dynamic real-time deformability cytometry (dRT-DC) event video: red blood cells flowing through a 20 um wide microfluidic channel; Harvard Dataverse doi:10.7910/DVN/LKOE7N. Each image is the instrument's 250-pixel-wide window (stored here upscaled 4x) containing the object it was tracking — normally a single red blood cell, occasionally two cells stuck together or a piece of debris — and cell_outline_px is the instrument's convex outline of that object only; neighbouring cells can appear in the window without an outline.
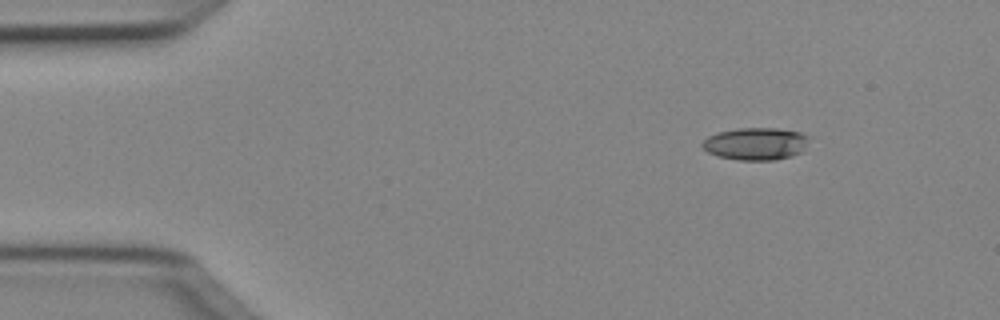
{"species": "Egyptian fruit bat (a non-hibernating species)", "species_latin": "Rousettus aegyptiacus", "temperature_condition": "cold", "stored_images_in_passage": 5, "camera_frame_rate_fps": 3000, "um_per_image_px": 0.085, "animal": {"sex": "female"}, "frame": {"image": 1, "passage_image": 2, "time_ms": 0.333, "image_size_px": [1000, 320], "cell_outline_px": [[812, 136], [804, 152], [792, 156], [772, 160], [740, 160], [716, 156], [708, 152], [700, 144], [708, 136], [720, 132], [736, 128], [776, 128], [800, 132]], "centroid_in_image_um": [64.3, 12.22], "position_along_channel_um": 20.7, "area_um2": 20.46}}
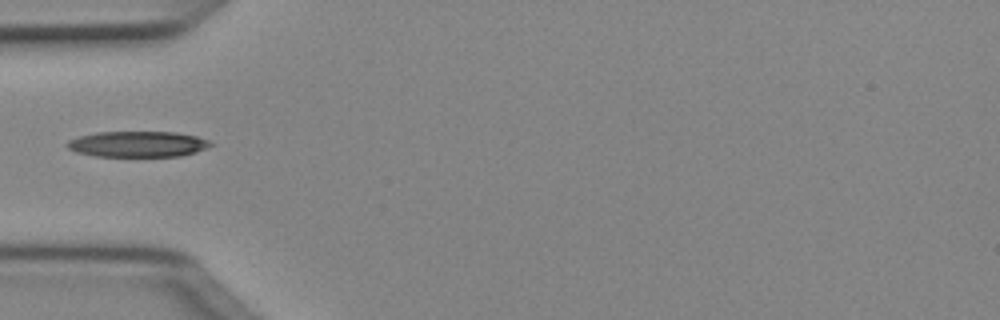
{"frame": {"image": 2, "passage_image": 5, "time_ms": 1.333, "image_size_px": [1000, 320], "cell_outline_px": [[212, 144], [196, 152], [180, 156], [96, 156], [76, 152], [68, 148], [64, 144], [68, 140], [80, 136], [96, 132], [176, 132], [196, 136], [208, 140]], "centroid_in_image_um": [11.66, 12.24], "position_along_channel_um": 73.3, "area_um2": 21.44}}